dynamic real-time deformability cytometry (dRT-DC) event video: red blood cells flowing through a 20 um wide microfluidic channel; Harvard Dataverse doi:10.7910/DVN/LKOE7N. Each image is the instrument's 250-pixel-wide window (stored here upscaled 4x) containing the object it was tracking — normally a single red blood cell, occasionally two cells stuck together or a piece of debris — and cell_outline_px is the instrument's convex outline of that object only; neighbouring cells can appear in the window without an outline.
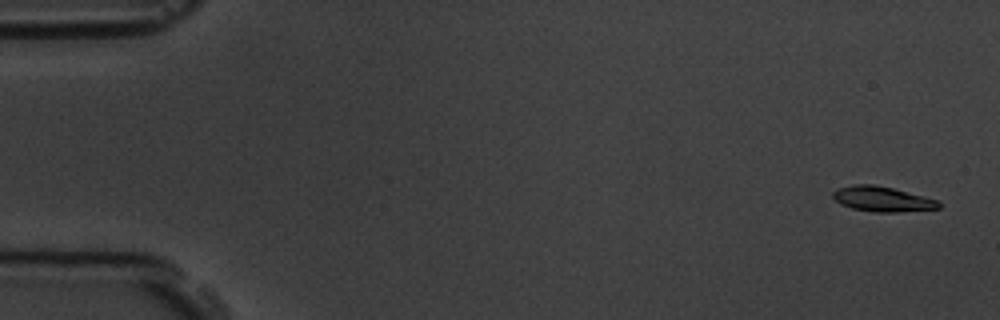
{"species": "common noctule bat (a hibernating species)", "species_latin": "Nyctalus noctula", "temperature_condition": "room temperature", "stored_images_in_passage": 5, "camera_frame_rate_fps": 3000, "um_per_image_px": 0.085, "animal": {"sex": "male", "body_mass_g": 19.5, "forearm_length_mm": 54.6}, "frame": {"image": 1, "passage_image": 1, "time_ms": 0.0, "image_size_px": [1000, 320], "cell_outline_px": [[940, 208], [896, 212], [872, 212], [852, 208], [840, 204], [832, 196], [832, 192], [840, 188], [852, 184], [872, 184], [892, 188], [940, 200]], "centroid_in_image_um": [75.0, 16.92], "position_along_channel_um": 10.0, "area_um2": 15.43}}